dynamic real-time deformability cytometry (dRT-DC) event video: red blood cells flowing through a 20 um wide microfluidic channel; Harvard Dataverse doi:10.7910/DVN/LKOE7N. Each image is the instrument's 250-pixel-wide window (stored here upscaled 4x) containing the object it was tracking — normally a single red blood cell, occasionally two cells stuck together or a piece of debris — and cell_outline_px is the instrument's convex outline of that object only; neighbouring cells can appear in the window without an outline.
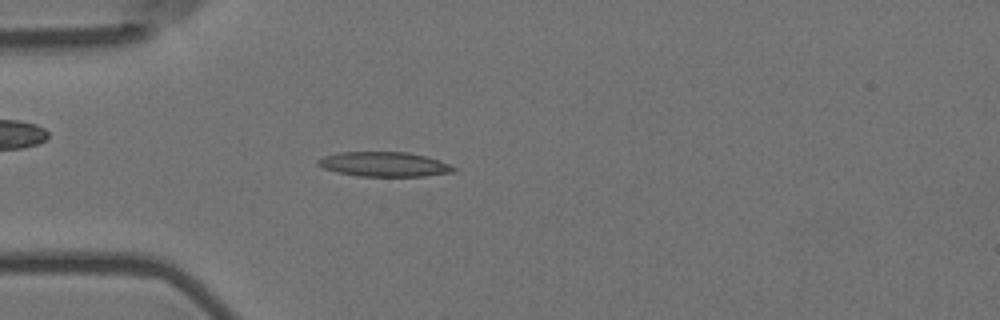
{"species": "Egyptian fruit bat (a non-hibernating species)", "species_latin": "Rousettus aegyptiacus", "temperature_condition": "room temperature", "stored_images_in_passage": 4, "camera_frame_rate_fps": 3000, "um_per_image_px": 0.085, "animal": {"sex": "female"}, "frame": {"image": 1, "passage_image": 4, "time_ms": 1.0, "image_size_px": [1000, 320], "cell_outline_px": [[456, 172], [424, 176], [356, 176], [336, 172], [324, 168], [316, 164], [316, 160], [324, 156], [340, 152], [408, 152], [424, 156], [448, 164], [456, 168]], "centroid_in_image_um": [32.62, 13.97], "position_along_channel_um": 52.4, "area_um2": 19.42}}